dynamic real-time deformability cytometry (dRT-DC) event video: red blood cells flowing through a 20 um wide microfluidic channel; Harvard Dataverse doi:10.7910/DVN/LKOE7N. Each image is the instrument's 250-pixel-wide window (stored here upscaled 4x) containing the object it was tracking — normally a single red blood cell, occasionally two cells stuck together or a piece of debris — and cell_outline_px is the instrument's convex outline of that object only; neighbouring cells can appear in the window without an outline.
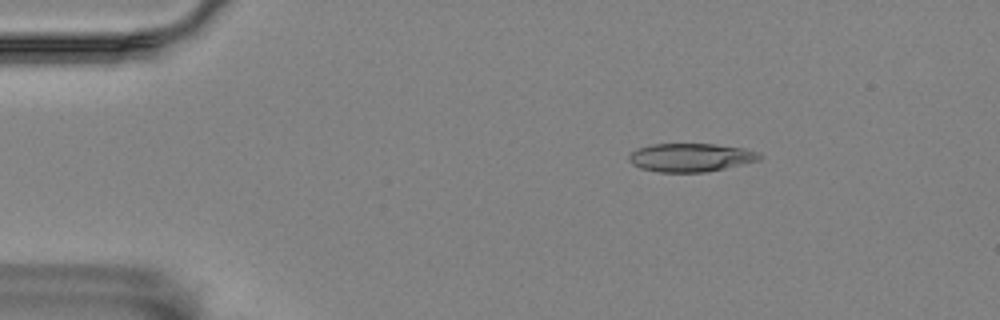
{"species": "Egyptian fruit bat (a non-hibernating species)", "species_latin": "Rousettus aegyptiacus", "temperature_condition": "room temperature", "stored_images_in_passage": 57, "camera_frame_rate_fps": 3000, "um_per_image_px": 0.085, "animal": {"sex": "female"}, "frame": {"image": 1, "passage_image": 9, "time_ms": 2.667, "image_size_px": [1000, 320], "cell_outline_px": [[764, 156], [760, 160], [708, 172], [660, 172], [640, 168], [632, 164], [628, 160], [628, 156], [636, 148], [652, 144], [712, 144], [744, 148], [760, 152]], "centroid_in_image_um": [58.73, 13.38], "position_along_channel_um": 26.3, "area_um2": 21.79}}
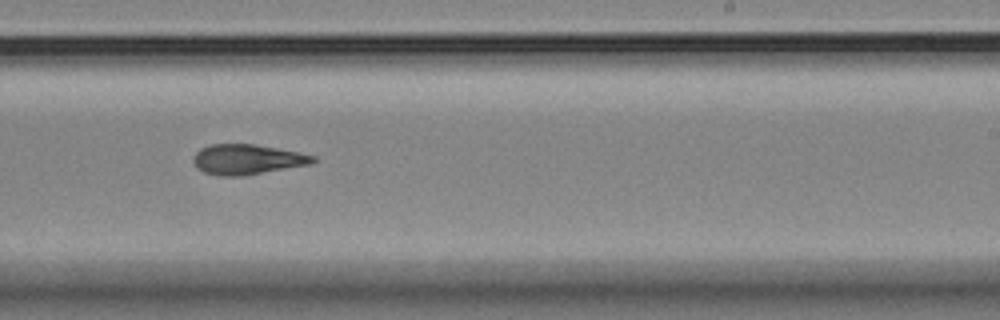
{"frame": {"image": 2, "passage_image": 35, "time_ms": 11.333, "image_size_px": [1000, 320], "cell_outline_px": [[316, 160], [312, 164], [244, 176], [220, 176], [204, 172], [196, 168], [192, 160], [196, 152], [200, 148], [212, 144], [256, 144], [300, 152], [316, 156]], "centroid_in_image_um": [21.02, 13.55], "position_along_channel_um": 268.0, "area_um2": 21.27}}
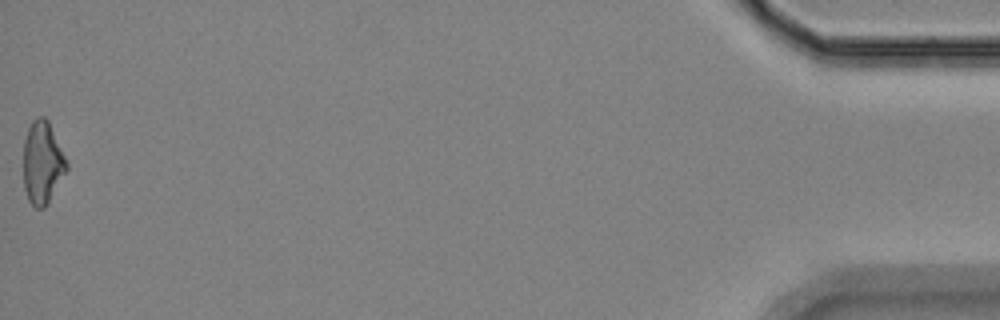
{"frame": {"image": 3, "passage_image": 57, "time_ms": 18.667, "image_size_px": [1000, 320], "cell_outline_px": [[68, 168], [44, 208], [36, 208], [28, 200], [24, 188], [24, 140], [28, 128], [32, 120], [36, 116], [44, 116], [48, 120], [68, 164]], "centroid_in_image_um": [3.59, 13.8], "position_along_channel_um": 431.6, "area_um2": 20.52}, "authors_computed_cell_mechanics": {"area_um2": 21.097, "velocity_mm_per_s": 3.5096, "shape_relaxation_time_tau1_ms": null, "shape_relaxation_time_tau2_ms": 7.4965, "deformation_change_tau1": null, "deformation_change_tau2": 0.169}}